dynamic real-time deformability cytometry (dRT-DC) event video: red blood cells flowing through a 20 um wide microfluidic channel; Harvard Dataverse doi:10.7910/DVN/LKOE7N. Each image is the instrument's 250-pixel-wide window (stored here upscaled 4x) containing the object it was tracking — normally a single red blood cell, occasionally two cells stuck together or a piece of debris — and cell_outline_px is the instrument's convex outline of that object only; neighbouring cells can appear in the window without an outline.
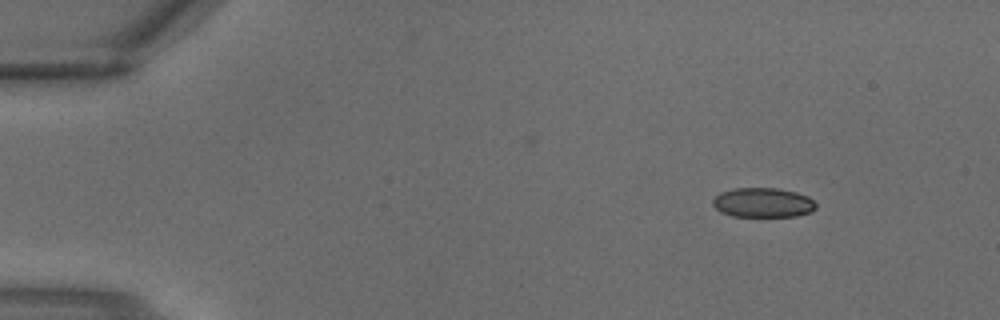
{"species": "common noctule bat (a hibernating species)", "species_latin": "Nyctalus noctula", "temperature_condition": "warm", "stored_images_in_passage": 3, "camera_frame_rate_fps": 3000, "um_per_image_px": 0.085, "animal": {"sex": "male", "body_mass_g": 18.8}, "frame": {"image": 1, "passage_image": 1, "time_ms": 0.0, "image_size_px": [1000, 320], "cell_outline_px": [[816, 208], [812, 212], [796, 216], [732, 216], [720, 212], [712, 204], [712, 200], [720, 192], [732, 188], [776, 188], [796, 192], [808, 196], [816, 204]], "centroid_in_image_um": [64.84, 17.22], "position_along_channel_um": 20.2, "area_um2": 17.86}}
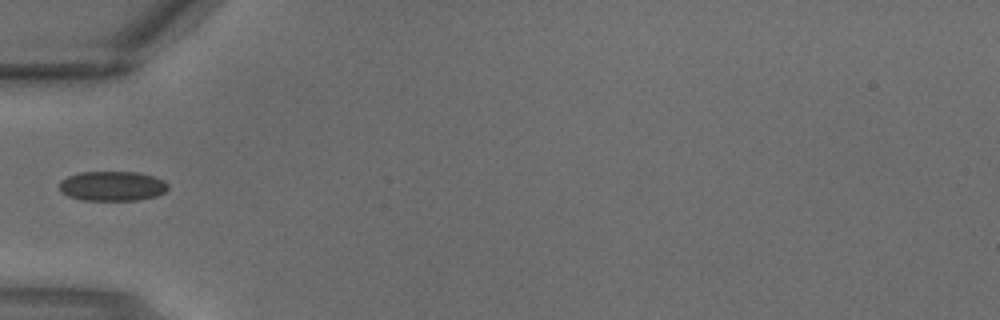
{"frame": {"image": 2, "passage_image": 3, "time_ms": 0.667, "image_size_px": [1000, 320], "cell_outline_px": [[168, 188], [164, 192], [156, 196], [136, 200], [84, 200], [68, 196], [60, 192], [60, 180], [68, 176], [80, 172], [136, 172], [152, 176], [164, 180], [168, 184]], "centroid_in_image_um": [9.53, 15.81], "position_along_channel_um": 75.5, "area_um2": 18.79}}